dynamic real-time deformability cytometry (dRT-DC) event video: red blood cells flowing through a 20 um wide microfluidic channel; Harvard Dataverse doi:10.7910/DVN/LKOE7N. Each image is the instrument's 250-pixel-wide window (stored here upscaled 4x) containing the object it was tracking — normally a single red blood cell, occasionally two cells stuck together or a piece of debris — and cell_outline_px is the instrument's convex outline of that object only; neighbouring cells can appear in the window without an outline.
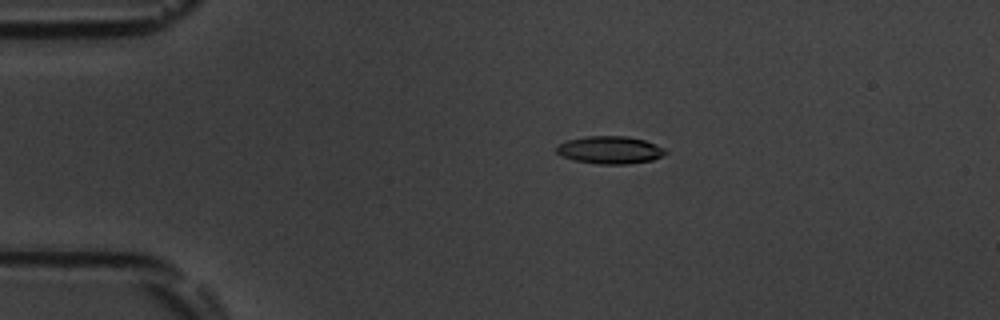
{"species": "common noctule bat (a hibernating species)", "species_latin": "Nyctalus noctula", "temperature_condition": "room temperature", "stored_images_in_passage": 55, "camera_frame_rate_fps": 3000, "um_per_image_px": 0.085, "animal": {"sex": "male", "body_mass_g": 19.5, "forearm_length_mm": 54.6}, "frame": {"image": 1, "passage_image": 12, "time_ms": 3.667, "image_size_px": [1000, 320], "cell_outline_px": [[668, 152], [652, 160], [628, 164], [596, 164], [572, 160], [560, 156], [556, 152], [556, 144], [568, 140], [588, 136], [628, 136], [644, 140], [664, 148]], "centroid_in_image_um": [51.79, 12.75], "position_along_channel_um": 33.2, "area_um2": 17.63}}
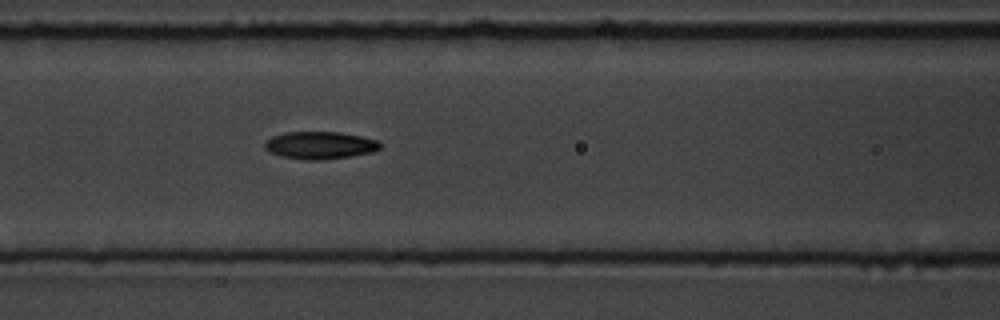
{"frame": {"image": 2, "passage_image": 24, "time_ms": 7.667, "image_size_px": [1000, 320], "cell_outline_px": [[384, 144], [380, 148], [372, 152], [352, 156], [320, 160], [304, 160], [284, 156], [272, 152], [264, 148], [264, 140], [272, 136], [288, 132], [340, 132], [360, 136], [376, 140]], "centroid_in_image_um": [27.21, 12.34], "position_along_channel_um": 139.4, "area_um2": 18.44}}
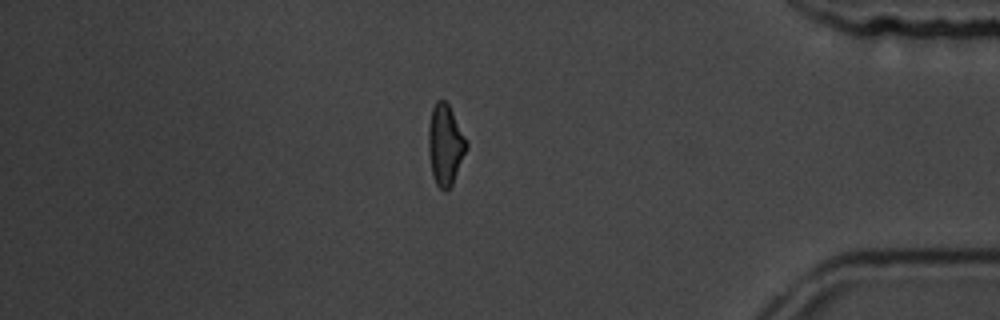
{"frame": {"image": 3, "passage_image": 47, "time_ms": 15.333, "image_size_px": [1000, 320], "cell_outline_px": [[468, 148], [452, 184], [444, 192], [436, 184], [432, 176], [428, 152], [428, 124], [432, 108], [436, 100], [444, 100], [448, 104], [468, 144]], "centroid_in_image_um": [37.82, 12.32], "position_along_channel_um": 397.4, "area_um2": 17.86}, "authors_computed_cell_mechanics": {"area_um2": 17.629, "velocity_mm_per_s": 3.8014, "shape_relaxation_time_tau1_ms": 3.6935, "shape_relaxation_time_tau2_ms": null, "deformation_change_tau1": 0.1601, "deformation_change_tau2": null}}